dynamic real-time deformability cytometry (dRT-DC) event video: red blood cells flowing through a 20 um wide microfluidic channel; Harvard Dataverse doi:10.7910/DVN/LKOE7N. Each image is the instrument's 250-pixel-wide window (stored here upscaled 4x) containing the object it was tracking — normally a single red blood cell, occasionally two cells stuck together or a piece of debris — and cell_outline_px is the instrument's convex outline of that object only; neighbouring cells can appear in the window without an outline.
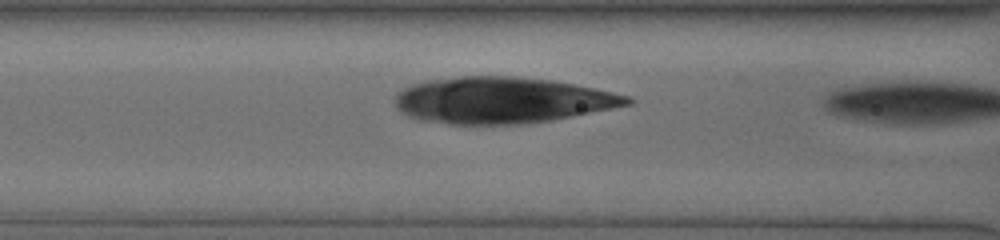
{"species": "human", "species_latin": "Homo sapiens", "temperature_condition": "cold", "stored_images_in_passage": 16, "camera_frame_rate_fps": 3000, "um_per_image_px": 0.085, "donor": {"sex": "male"}, "frame": {"image": 1, "passage_image": 15, "time_ms": 4.667, "image_size_px": [1000, 240], "cell_outline_px": [[632, 104], [548, 120], [520, 124], [452, 124], [420, 120], [408, 116], [400, 112], [396, 108], [396, 92], [412, 84], [428, 80], [460, 76], [516, 76], [552, 80], [612, 92], [628, 96], [632, 100]], "centroid_in_image_um": [42.59, 8.51], "position_along_channel_um": 124.0, "area_um2": 62.08}}